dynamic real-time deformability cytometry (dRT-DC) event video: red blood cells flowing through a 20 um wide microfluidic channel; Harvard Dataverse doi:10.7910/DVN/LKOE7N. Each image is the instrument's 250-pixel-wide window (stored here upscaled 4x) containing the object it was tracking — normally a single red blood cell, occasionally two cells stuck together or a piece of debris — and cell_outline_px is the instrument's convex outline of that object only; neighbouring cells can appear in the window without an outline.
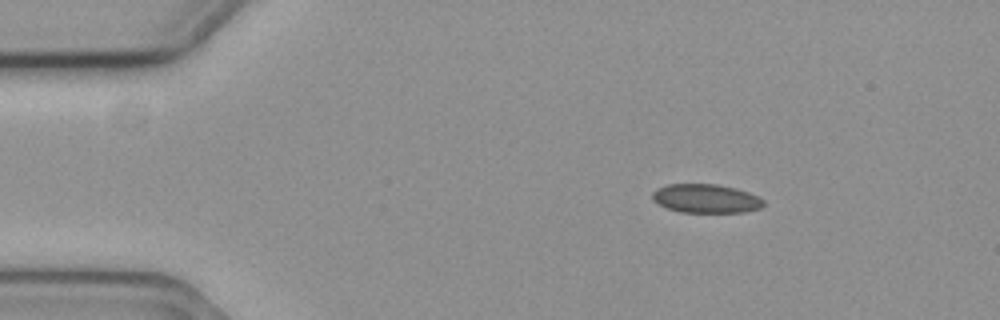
{"species": "common noctule bat (a hibernating species)", "species_latin": "Nyctalus noctula", "temperature_condition": "cold", "stored_images_in_passage": 50, "camera_frame_rate_fps": 3000, "um_per_image_px": 0.085, "animal": {"sex": "female", "body_mass_g": 19.3, "forearm_length_mm": 54.1}, "frame": {"image": 1, "passage_image": 1, "time_ms": 0.0, "image_size_px": [1000, 320], "cell_outline_px": [[764, 204], [760, 208], [744, 212], [680, 212], [668, 208], [652, 200], [652, 192], [656, 188], [668, 184], [716, 184], [736, 188], [748, 192], [764, 200]], "centroid_in_image_um": [59.99, 16.87], "position_along_channel_um": 25.0, "area_um2": 18.61}}
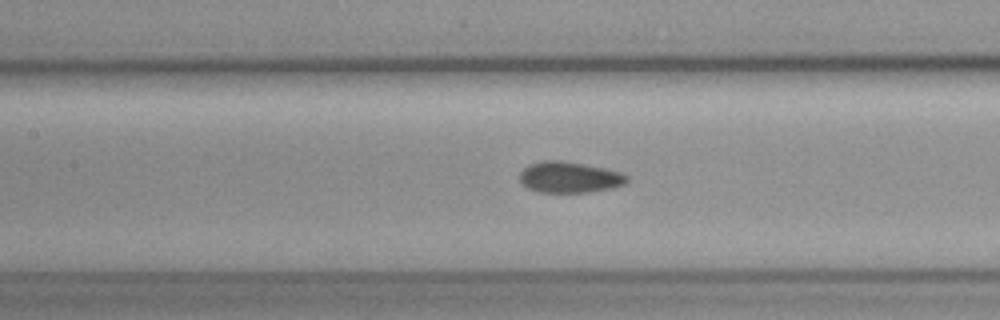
{"frame": {"image": 2, "passage_image": 18, "time_ms": 5.667, "image_size_px": [1000, 320], "cell_outline_px": [[628, 180], [624, 184], [612, 188], [592, 192], [540, 192], [528, 188], [520, 180], [520, 172], [528, 164], [544, 160], [560, 160], [604, 168], [620, 172], [628, 176]], "centroid_in_image_um": [48.4, 15.06], "position_along_channel_um": 159.0, "area_um2": 19.31}}
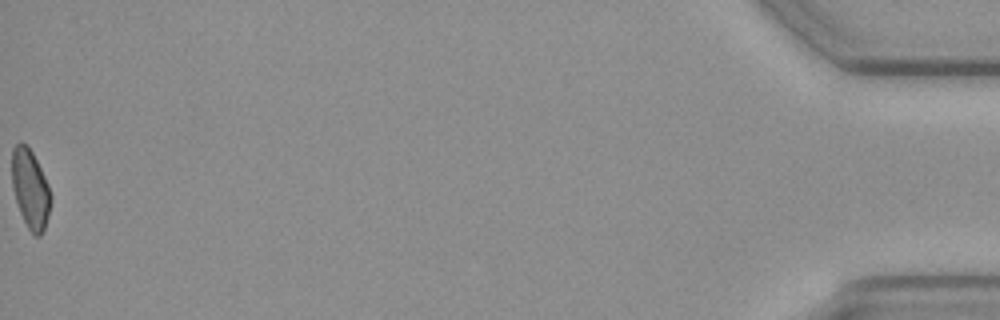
{"frame": {"image": 3, "passage_image": 50, "time_ms": 16.333, "image_size_px": [1000, 320], "cell_outline_px": [[52, 200], [48, 216], [44, 228], [40, 236], [32, 236], [20, 212], [12, 188], [12, 148], [20, 140], [28, 144], [48, 184], [52, 196]], "centroid_in_image_um": [2.57, 16.04], "position_along_channel_um": 432.6, "area_um2": 18.03}, "authors_computed_cell_mechanics": {"area_um2": 19.0451, "velocity_mm_per_s": 3.6049, "shape_relaxation_time_tau1_ms": null, "shape_relaxation_time_tau2_ms": 6.2363, "deformation_change_tau1": null, "deformation_change_tau2": 0.1086}}